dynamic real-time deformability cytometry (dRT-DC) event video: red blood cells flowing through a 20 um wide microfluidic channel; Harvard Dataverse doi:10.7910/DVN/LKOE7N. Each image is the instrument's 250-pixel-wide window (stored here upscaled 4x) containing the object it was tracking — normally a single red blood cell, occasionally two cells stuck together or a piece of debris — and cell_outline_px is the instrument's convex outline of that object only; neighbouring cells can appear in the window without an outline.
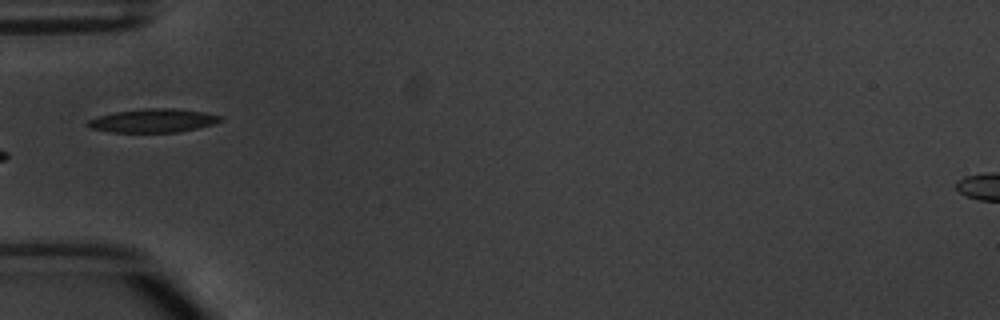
{"species": "common noctule bat (a hibernating species)", "species_latin": "Nyctalus noctula", "temperature_condition": "warm", "stored_images_in_passage": 5, "camera_frame_rate_fps": 3000, "um_per_image_px": 0.085, "animal": {"sex": "male", "body_mass_g": 20.1, "forearm_length_mm": 53.5}, "frame": {"image": 1, "passage_image": 4, "time_ms": 3.333, "image_size_px": [1000, 320], "cell_outline_px": [[224, 120], [212, 124], [196, 128], [176, 132], [112, 132], [88, 128], [84, 124], [88, 120], [100, 116], [116, 112], [144, 108], [176, 108], [204, 112], [224, 116]], "centroid_in_image_um": [13.02, 10.25], "position_along_channel_um": 72.0, "area_um2": 18.26}}